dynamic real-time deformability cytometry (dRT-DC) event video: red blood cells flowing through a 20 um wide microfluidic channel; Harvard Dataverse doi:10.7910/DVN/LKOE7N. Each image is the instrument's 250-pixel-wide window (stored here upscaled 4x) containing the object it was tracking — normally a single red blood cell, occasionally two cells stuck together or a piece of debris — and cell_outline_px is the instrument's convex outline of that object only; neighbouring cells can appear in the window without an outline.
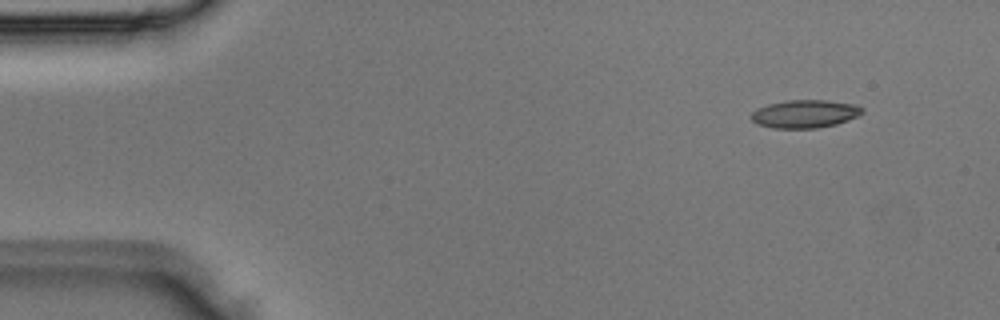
{"species": "Egyptian fruit bat (a non-hibernating species)", "species_latin": "Rousettus aegyptiacus", "temperature_condition": "room temperature", "stored_images_in_passage": 4, "segment_of_instrument_passage": [1, 2], "camera_frame_rate_fps": 3000, "um_per_image_px": 0.085, "animal": {"sex": "male"}, "frame": {"image": 1, "passage_image": 1, "time_ms": 0.0, "image_size_px": [1000, 320], "cell_outline_px": [[864, 112], [860, 116], [836, 124], [816, 128], [772, 128], [756, 124], [752, 120], [752, 112], [756, 108], [768, 104], [788, 100], [824, 100], [856, 104], [864, 108]], "centroid_in_image_um": [68.44, 9.68], "position_along_channel_um": 16.6, "area_um2": 18.26}}